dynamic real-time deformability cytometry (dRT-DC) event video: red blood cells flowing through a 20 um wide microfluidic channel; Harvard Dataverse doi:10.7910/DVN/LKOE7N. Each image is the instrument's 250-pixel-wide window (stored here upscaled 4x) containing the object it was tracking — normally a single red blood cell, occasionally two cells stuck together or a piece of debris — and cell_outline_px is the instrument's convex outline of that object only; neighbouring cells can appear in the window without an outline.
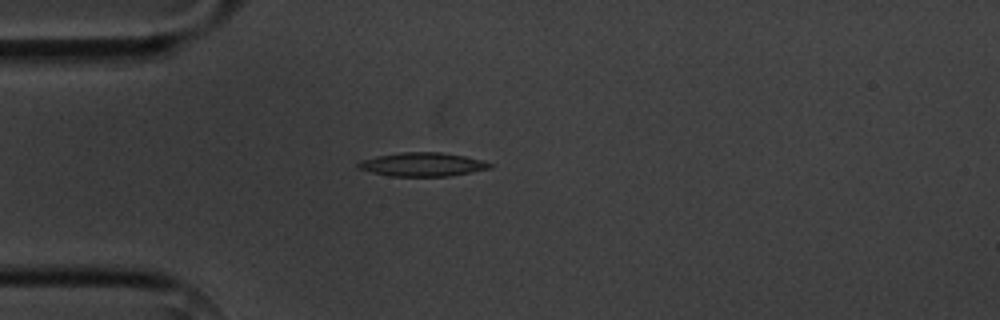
{"species": "common noctule bat (a hibernating species)", "species_latin": "Nyctalus noctula", "temperature_condition": "cold", "stored_images_in_passage": 3, "camera_frame_rate_fps": 3000, "um_per_image_px": 0.085, "animal": {"sex": "male", "body_mass_g": 20.1, "forearm_length_mm": 53.5}, "frame": {"image": 1, "passage_image": 3, "time_ms": 2.333, "image_size_px": [1000, 320], "cell_outline_px": [[492, 168], [448, 176], [392, 176], [372, 172], [356, 168], [356, 164], [360, 160], [376, 156], [400, 152], [440, 152], [464, 156], [484, 160], [492, 164]], "centroid_in_image_um": [35.89, 13.97], "position_along_channel_um": 49.1, "area_um2": 18.21}}